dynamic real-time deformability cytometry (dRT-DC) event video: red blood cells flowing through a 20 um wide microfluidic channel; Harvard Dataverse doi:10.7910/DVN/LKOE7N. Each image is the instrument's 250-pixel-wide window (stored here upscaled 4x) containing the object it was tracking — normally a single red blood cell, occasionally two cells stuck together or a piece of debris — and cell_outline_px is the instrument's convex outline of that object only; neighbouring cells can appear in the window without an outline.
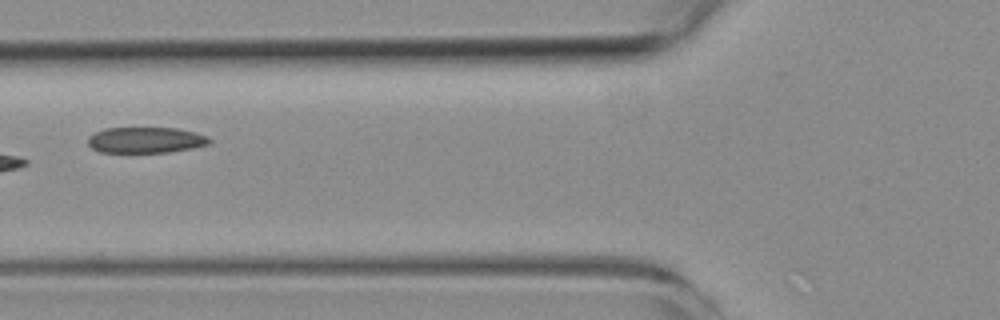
{"species": "common noctule bat (a hibernating species)", "species_latin": "Nyctalus noctula", "temperature_condition": "room temperature", "stored_images_in_passage": 10, "camera_frame_rate_fps": 3000, "um_per_image_px": 0.085, "animal": {"sex": "female", "body_mass_g": 19.3, "forearm_length_mm": 54.1}, "frame": {"image": 1, "passage_image": 5, "time_ms": 5.667, "image_size_px": [1000, 320], "cell_outline_px": [[212, 144], [192, 148], [168, 152], [100, 152], [92, 148], [88, 144], [88, 136], [104, 128], [176, 128], [196, 132], [208, 136], [212, 140]], "centroid_in_image_um": [12.42, 11.9], "position_along_channel_um": 113.4, "area_um2": 18.44}}
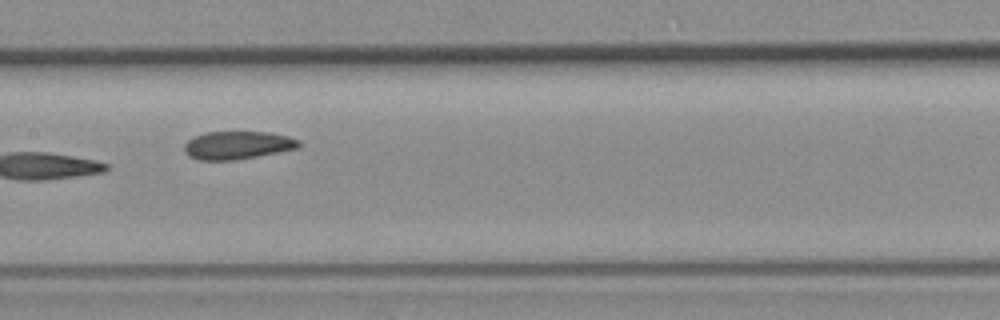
{"frame": {"image": 2, "passage_image": 7, "time_ms": 7.667, "image_size_px": [1000, 320], "cell_outline_px": [[300, 148], [236, 160], [200, 160], [188, 156], [184, 152], [184, 144], [188, 140], [204, 132], [268, 132], [288, 136], [300, 140]], "centroid_in_image_um": [20.19, 12.34], "position_along_channel_um": 187.2, "area_um2": 18.79}}
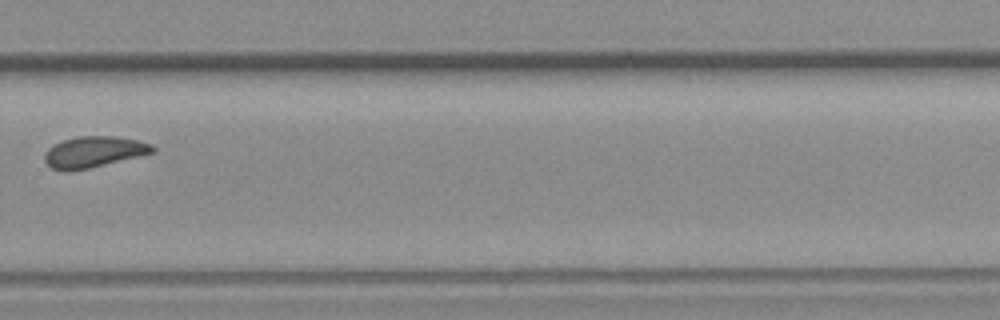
{"frame": {"image": 3, "passage_image": 10, "time_ms": 11.333, "image_size_px": [1000, 320], "cell_outline_px": [[156, 152], [88, 168], [68, 172], [60, 172], [52, 168], [44, 160], [44, 156], [48, 148], [64, 140], [76, 136], [116, 136], [136, 140], [152, 144], [156, 148]], "centroid_in_image_um": [7.97, 12.92], "position_along_channel_um": 321.8, "area_um2": 19.54}}